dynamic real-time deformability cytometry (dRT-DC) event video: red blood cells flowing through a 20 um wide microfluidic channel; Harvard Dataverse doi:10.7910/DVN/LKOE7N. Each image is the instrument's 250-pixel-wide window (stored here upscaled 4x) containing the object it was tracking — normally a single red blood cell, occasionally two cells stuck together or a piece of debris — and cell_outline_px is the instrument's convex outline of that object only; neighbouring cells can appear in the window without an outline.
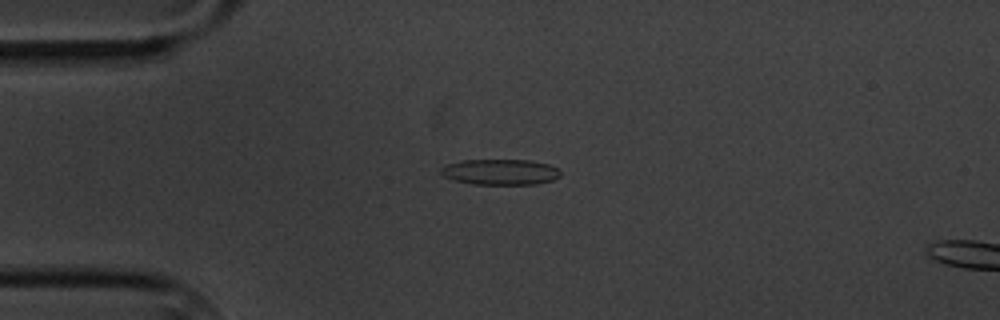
{"species": "common noctule bat (a hibernating species)", "species_latin": "Nyctalus noctula", "temperature_condition": "cold", "stored_images_in_passage": 5, "camera_frame_rate_fps": 3000, "um_per_image_px": 0.085, "animal": {"sex": "male", "body_mass_g": 20.1, "forearm_length_mm": 53.5}, "frame": {"image": 1, "passage_image": 4, "time_ms": 3.667, "image_size_px": [1000, 320], "cell_outline_px": [[560, 176], [552, 180], [536, 184], [472, 184], [456, 180], [444, 176], [440, 172], [440, 168], [444, 164], [464, 160], [532, 160], [548, 164], [560, 168]], "centroid_in_image_um": [42.54, 14.61], "position_along_channel_um": 42.5, "area_um2": 17.98}}